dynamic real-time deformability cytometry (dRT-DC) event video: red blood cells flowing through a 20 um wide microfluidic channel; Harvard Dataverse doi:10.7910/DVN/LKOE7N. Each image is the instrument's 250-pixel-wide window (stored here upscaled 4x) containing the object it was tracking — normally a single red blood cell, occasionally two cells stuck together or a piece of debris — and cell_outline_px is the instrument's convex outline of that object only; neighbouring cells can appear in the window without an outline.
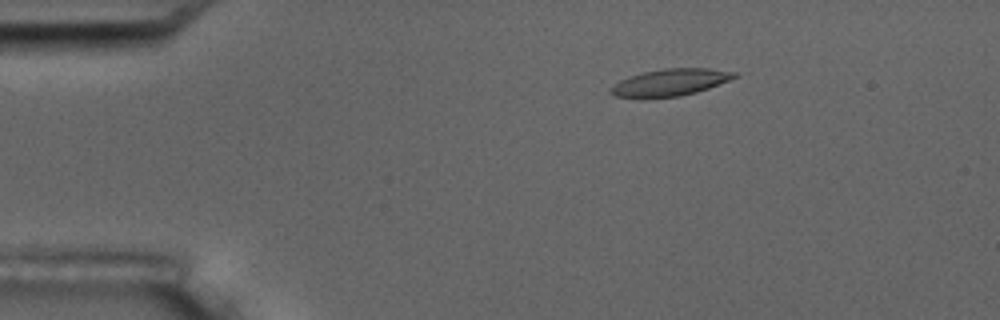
{"species": "common noctule bat (a hibernating species)", "species_latin": "Nyctalus noctula", "temperature_condition": "room temperature", "stored_images_in_passage": 3, "camera_frame_rate_fps": 3000, "um_per_image_px": 0.085, "animal": {"sex": "male", "body_mass_g": 17.5, "forearm_length_mm": 52.3}, "frame": {"image": 1, "passage_image": 1, "time_ms": 0.0, "image_size_px": [1000, 320], "cell_outline_px": [[740, 76], [708, 88], [696, 92], [680, 96], [616, 96], [608, 92], [620, 80], [628, 76], [644, 72], [664, 68], [708, 68], [736, 72]], "centroid_in_image_um": [57.04, 6.97], "position_along_channel_um": 28.0, "area_um2": 18.9}}